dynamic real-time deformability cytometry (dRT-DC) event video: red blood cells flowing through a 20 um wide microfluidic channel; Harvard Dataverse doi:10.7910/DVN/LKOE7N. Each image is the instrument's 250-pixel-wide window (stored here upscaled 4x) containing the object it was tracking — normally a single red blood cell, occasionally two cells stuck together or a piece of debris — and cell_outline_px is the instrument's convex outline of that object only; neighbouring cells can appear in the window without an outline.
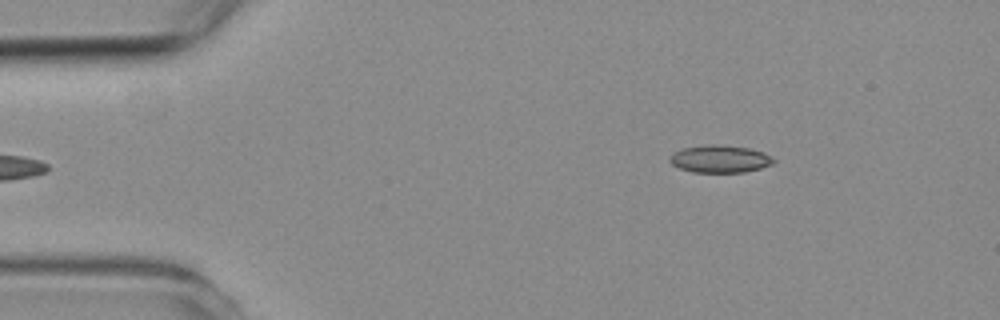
{"species": "common noctule bat (a hibernating species)", "species_latin": "Nyctalus noctula", "temperature_condition": "room temperature", "stored_images_in_passage": 3, "camera_frame_rate_fps": 3000, "um_per_image_px": 0.085, "animal": {"sex": "female", "body_mass_g": 19.3, "forearm_length_mm": 54.1}, "frame": {"image": 1, "passage_image": 3, "time_ms": 3.333, "image_size_px": [1000, 320], "cell_outline_px": [[776, 160], [772, 164], [760, 168], [744, 172], [692, 172], [680, 168], [672, 164], [668, 160], [672, 152], [684, 148], [704, 144], [720, 144], [748, 148], [764, 152]], "centroid_in_image_um": [61.17, 13.5], "position_along_channel_um": 23.8, "area_um2": 16.7}}